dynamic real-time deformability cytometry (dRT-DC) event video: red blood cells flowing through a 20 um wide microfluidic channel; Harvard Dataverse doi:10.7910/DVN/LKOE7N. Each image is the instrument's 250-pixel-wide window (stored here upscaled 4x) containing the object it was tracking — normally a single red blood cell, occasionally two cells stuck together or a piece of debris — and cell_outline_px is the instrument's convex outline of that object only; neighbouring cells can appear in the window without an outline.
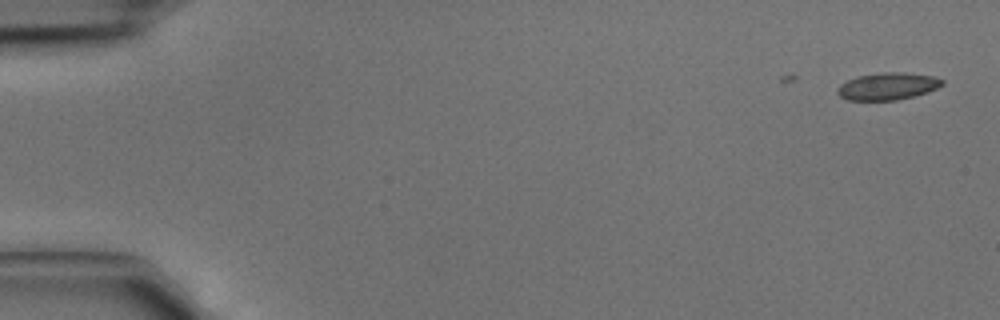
{"species": "common noctule bat (a hibernating species)", "species_latin": "Nyctalus noctula", "temperature_condition": "cold", "stored_images_in_passage": 6, "camera_frame_rate_fps": 3000, "um_per_image_px": 0.085, "animal": {"sex": "male", "body_mass_g": 15.6}, "frame": {"image": 1, "passage_image": 2, "time_ms": 0.333, "image_size_px": [1000, 320], "cell_outline_px": [[944, 84], [936, 88], [912, 96], [896, 100], [848, 100], [840, 96], [836, 92], [840, 84], [856, 76], [884, 72], [904, 72], [932, 76], [944, 80]], "centroid_in_image_um": [75.42, 7.32], "position_along_channel_um": 9.6, "area_um2": 16.42}}